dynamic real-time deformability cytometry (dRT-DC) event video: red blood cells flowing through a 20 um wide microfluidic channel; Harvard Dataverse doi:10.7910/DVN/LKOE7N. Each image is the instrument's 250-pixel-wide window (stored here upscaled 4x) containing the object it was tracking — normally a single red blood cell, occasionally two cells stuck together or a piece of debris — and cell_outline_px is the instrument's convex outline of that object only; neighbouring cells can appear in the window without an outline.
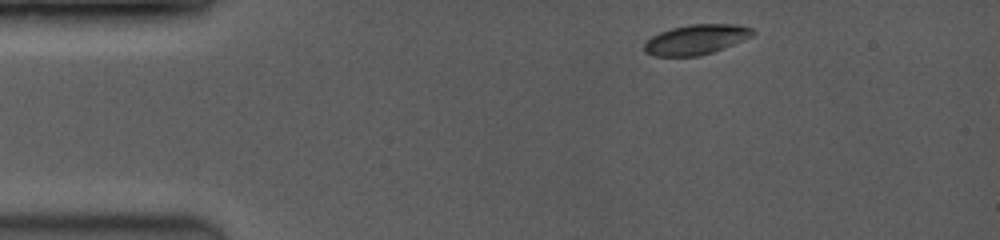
{"species": "common noctule bat (a hibernating species)", "species_latin": "Nyctalus noctula", "temperature_condition": "room temperature", "stored_images_in_passage": 19, "camera_frame_rate_fps": 3500, "um_per_image_px": 0.085, "animal": {"sex": "female", "body_mass_g": 19.0, "forearm_length_mm": 53.3}, "frame": {"image": 1, "passage_image": 1, "time_ms": 0.0, "image_size_px": [1000, 240], "cell_outline_px": [[756, 32], [752, 36], [712, 52], [700, 56], [652, 56], [644, 52], [644, 44], [652, 36], [660, 32], [672, 28], [692, 24], [740, 24], [752, 28]], "centroid_in_image_um": [59.16, 3.36], "position_along_channel_um": 25.8, "area_um2": 18.84}}
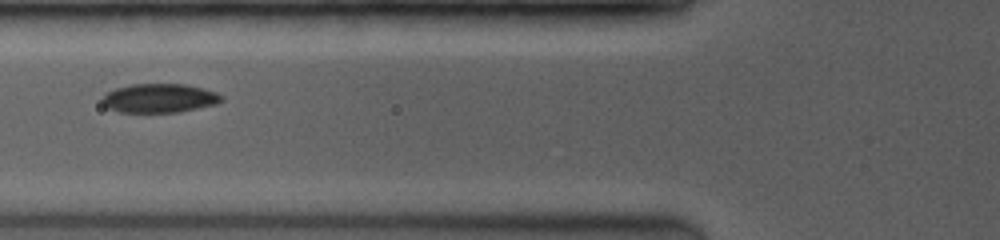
{"frame": {"image": 2, "passage_image": 10, "time_ms": 3.714, "image_size_px": [1000, 240], "cell_outline_px": [[224, 100], [216, 104], [180, 112], [120, 112], [108, 108], [104, 104], [104, 96], [108, 92], [116, 88], [132, 84], [184, 84], [216, 92], [224, 96]], "centroid_in_image_um": [13.6, 8.35], "position_along_channel_um": 112.2, "area_um2": 19.94}}
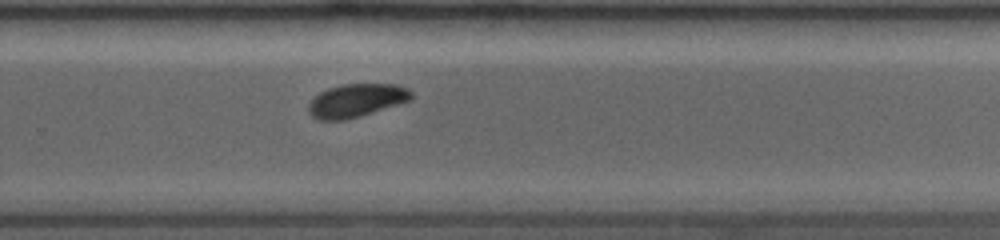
{"frame": {"image": 3, "passage_image": 19, "time_ms": 8.286, "image_size_px": [1000, 240], "cell_outline_px": [[416, 96], [412, 100], [400, 104], [360, 116], [344, 120], [316, 120], [308, 112], [308, 104], [320, 92], [328, 88], [340, 84], [396, 84], [408, 88]], "centroid_in_image_um": [30.33, 8.54], "position_along_channel_um": 299.5, "area_um2": 20.17}}